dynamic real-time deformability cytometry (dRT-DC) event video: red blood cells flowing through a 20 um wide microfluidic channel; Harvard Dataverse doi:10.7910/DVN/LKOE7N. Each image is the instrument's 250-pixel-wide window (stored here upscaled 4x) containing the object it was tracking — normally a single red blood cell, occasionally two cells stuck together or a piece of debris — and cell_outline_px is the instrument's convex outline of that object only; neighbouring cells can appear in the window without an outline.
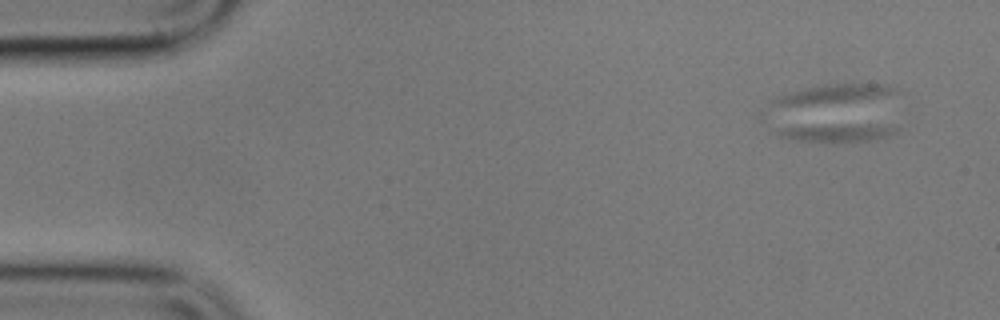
{"species": "common noctule bat (a hibernating species)", "species_latin": "Nyctalus noctula", "temperature_condition": "cold", "stored_images_in_passage": 4, "camera_frame_rate_fps": 3000, "um_per_image_px": 0.085, "animal": {"sex": "male", "body_mass_g": 17.9}, "frame": {"image": 1, "passage_image": 1, "time_ms": 0.0, "image_size_px": [1000, 320], "cell_outline_px": [[900, 132], [876, 140], [832, 144], [824, 144], [796, 140], [776, 136], [772, 132], [772, 124], [868, 124], [900, 128]], "centroid_in_image_um": [70.82, 11.27], "position_along_channel_um": 14.2, "area_um2": 14.45}}